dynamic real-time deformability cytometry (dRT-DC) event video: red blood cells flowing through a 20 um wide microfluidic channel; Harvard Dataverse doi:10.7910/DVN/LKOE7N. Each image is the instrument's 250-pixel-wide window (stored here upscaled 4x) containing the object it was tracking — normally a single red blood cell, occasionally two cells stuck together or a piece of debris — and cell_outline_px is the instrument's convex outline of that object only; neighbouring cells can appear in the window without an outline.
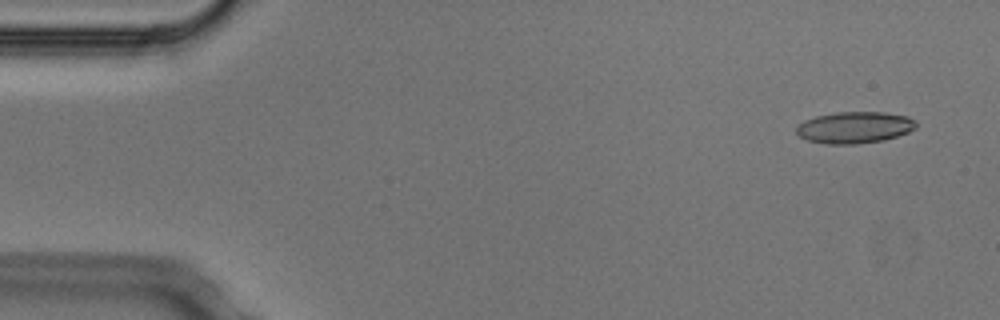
{"species": "Egyptian fruit bat (a non-hibernating species)", "species_latin": "Rousettus aegyptiacus", "temperature_condition": "cold", "stored_images_in_passage": 4, "camera_frame_rate_fps": 3000, "um_per_image_px": 0.085, "animal": {"sex": "male"}, "frame": {"image": 1, "passage_image": 1, "time_ms": 0.0, "image_size_px": [1000, 320], "cell_outline_px": [[916, 128], [908, 132], [884, 140], [856, 144], [828, 144], [808, 140], [800, 136], [796, 132], [796, 128], [804, 120], [816, 116], [836, 112], [884, 112], [908, 116], [916, 120]], "centroid_in_image_um": [72.66, 10.83], "position_along_channel_um": 12.3, "area_um2": 22.02}}
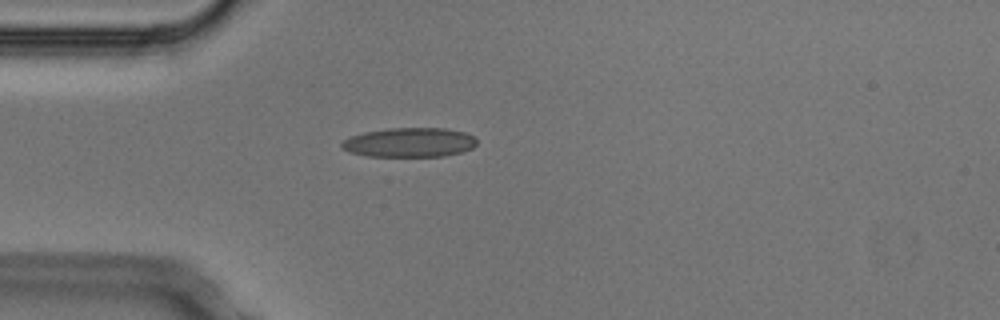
{"frame": {"image": 2, "passage_image": 4, "time_ms": 1.0, "image_size_px": [1000, 320], "cell_outline_px": [[476, 144], [472, 148], [460, 152], [444, 156], [368, 156], [348, 152], [340, 144], [344, 140], [352, 136], [364, 132], [388, 128], [444, 128], [464, 132], [476, 136]], "centroid_in_image_um": [34.82, 12.1], "position_along_channel_um": 50.2, "area_um2": 23.06}}